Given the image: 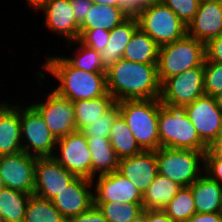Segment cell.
Segmentation results:
<instances>
[{"mask_svg": "<svg viewBox=\"0 0 222 222\" xmlns=\"http://www.w3.org/2000/svg\"><path fill=\"white\" fill-rule=\"evenodd\" d=\"M155 154L158 174L182 187L191 186L203 175L205 169V152L203 151L160 147L155 150ZM200 164L203 166L200 167Z\"/></svg>", "mask_w": 222, "mask_h": 222, "instance_id": "8992f818", "label": "cell"}, {"mask_svg": "<svg viewBox=\"0 0 222 222\" xmlns=\"http://www.w3.org/2000/svg\"><path fill=\"white\" fill-rule=\"evenodd\" d=\"M183 110L196 128L201 141L208 148H214L222 138V111L214 96L203 95L185 105Z\"/></svg>", "mask_w": 222, "mask_h": 222, "instance_id": "30bf717a", "label": "cell"}, {"mask_svg": "<svg viewBox=\"0 0 222 222\" xmlns=\"http://www.w3.org/2000/svg\"><path fill=\"white\" fill-rule=\"evenodd\" d=\"M32 194L0 187V214L5 222H23L26 206Z\"/></svg>", "mask_w": 222, "mask_h": 222, "instance_id": "f1b7e54d", "label": "cell"}, {"mask_svg": "<svg viewBox=\"0 0 222 222\" xmlns=\"http://www.w3.org/2000/svg\"><path fill=\"white\" fill-rule=\"evenodd\" d=\"M42 68L58 79L56 91L71 102L99 98L107 93L106 73H91L76 69L60 55H50Z\"/></svg>", "mask_w": 222, "mask_h": 222, "instance_id": "7a4b0ae2", "label": "cell"}, {"mask_svg": "<svg viewBox=\"0 0 222 222\" xmlns=\"http://www.w3.org/2000/svg\"><path fill=\"white\" fill-rule=\"evenodd\" d=\"M116 103L119 106L120 115L140 148L143 151L159 149L158 116L162 105L160 99L123 100Z\"/></svg>", "mask_w": 222, "mask_h": 222, "instance_id": "3957f363", "label": "cell"}, {"mask_svg": "<svg viewBox=\"0 0 222 222\" xmlns=\"http://www.w3.org/2000/svg\"><path fill=\"white\" fill-rule=\"evenodd\" d=\"M117 171L144 194L158 174L155 151H142L137 155L119 159Z\"/></svg>", "mask_w": 222, "mask_h": 222, "instance_id": "ac0fdd59", "label": "cell"}, {"mask_svg": "<svg viewBox=\"0 0 222 222\" xmlns=\"http://www.w3.org/2000/svg\"><path fill=\"white\" fill-rule=\"evenodd\" d=\"M119 115V106L116 103L109 111L101 115L95 123L89 125L82 132L86 137L109 138L111 127Z\"/></svg>", "mask_w": 222, "mask_h": 222, "instance_id": "836d02e7", "label": "cell"}, {"mask_svg": "<svg viewBox=\"0 0 222 222\" xmlns=\"http://www.w3.org/2000/svg\"><path fill=\"white\" fill-rule=\"evenodd\" d=\"M205 61L222 63V34L205 44Z\"/></svg>", "mask_w": 222, "mask_h": 222, "instance_id": "f35d334b", "label": "cell"}, {"mask_svg": "<svg viewBox=\"0 0 222 222\" xmlns=\"http://www.w3.org/2000/svg\"><path fill=\"white\" fill-rule=\"evenodd\" d=\"M110 31L104 29L80 30L79 41L85 46L101 52L107 45Z\"/></svg>", "mask_w": 222, "mask_h": 222, "instance_id": "8d00e7d4", "label": "cell"}, {"mask_svg": "<svg viewBox=\"0 0 222 222\" xmlns=\"http://www.w3.org/2000/svg\"><path fill=\"white\" fill-rule=\"evenodd\" d=\"M187 26L199 8L200 0H160Z\"/></svg>", "mask_w": 222, "mask_h": 222, "instance_id": "d590c367", "label": "cell"}, {"mask_svg": "<svg viewBox=\"0 0 222 222\" xmlns=\"http://www.w3.org/2000/svg\"><path fill=\"white\" fill-rule=\"evenodd\" d=\"M130 15L120 6L92 5L85 21L80 25V30L104 29L111 31L120 25Z\"/></svg>", "mask_w": 222, "mask_h": 222, "instance_id": "d4e9b609", "label": "cell"}, {"mask_svg": "<svg viewBox=\"0 0 222 222\" xmlns=\"http://www.w3.org/2000/svg\"><path fill=\"white\" fill-rule=\"evenodd\" d=\"M153 0H120V7L130 16H135L143 7Z\"/></svg>", "mask_w": 222, "mask_h": 222, "instance_id": "b9f144b4", "label": "cell"}, {"mask_svg": "<svg viewBox=\"0 0 222 222\" xmlns=\"http://www.w3.org/2000/svg\"><path fill=\"white\" fill-rule=\"evenodd\" d=\"M183 187L169 178L157 174L143 194V208L163 210Z\"/></svg>", "mask_w": 222, "mask_h": 222, "instance_id": "4316f807", "label": "cell"}, {"mask_svg": "<svg viewBox=\"0 0 222 222\" xmlns=\"http://www.w3.org/2000/svg\"><path fill=\"white\" fill-rule=\"evenodd\" d=\"M204 92L214 96L222 91V63L204 62Z\"/></svg>", "mask_w": 222, "mask_h": 222, "instance_id": "e575fe53", "label": "cell"}, {"mask_svg": "<svg viewBox=\"0 0 222 222\" xmlns=\"http://www.w3.org/2000/svg\"><path fill=\"white\" fill-rule=\"evenodd\" d=\"M20 125L24 152L36 157H53L57 139L32 105L20 106Z\"/></svg>", "mask_w": 222, "mask_h": 222, "instance_id": "ba28073f", "label": "cell"}, {"mask_svg": "<svg viewBox=\"0 0 222 222\" xmlns=\"http://www.w3.org/2000/svg\"><path fill=\"white\" fill-rule=\"evenodd\" d=\"M23 222H66L51 200L31 195Z\"/></svg>", "mask_w": 222, "mask_h": 222, "instance_id": "4dcf8cb0", "label": "cell"}, {"mask_svg": "<svg viewBox=\"0 0 222 222\" xmlns=\"http://www.w3.org/2000/svg\"><path fill=\"white\" fill-rule=\"evenodd\" d=\"M203 95L204 67L201 65L165 79L159 99L165 106L183 108Z\"/></svg>", "mask_w": 222, "mask_h": 222, "instance_id": "9c48e42d", "label": "cell"}, {"mask_svg": "<svg viewBox=\"0 0 222 222\" xmlns=\"http://www.w3.org/2000/svg\"><path fill=\"white\" fill-rule=\"evenodd\" d=\"M204 173L222 185V155L215 149L205 152Z\"/></svg>", "mask_w": 222, "mask_h": 222, "instance_id": "74e56055", "label": "cell"}, {"mask_svg": "<svg viewBox=\"0 0 222 222\" xmlns=\"http://www.w3.org/2000/svg\"><path fill=\"white\" fill-rule=\"evenodd\" d=\"M75 43L79 45L78 48H75L77 52H75L76 55L74 54V57H63L71 66L86 72L106 73V70L102 66L99 52L85 46L79 40L67 43V45L69 44L68 46H71Z\"/></svg>", "mask_w": 222, "mask_h": 222, "instance_id": "1f68e13d", "label": "cell"}, {"mask_svg": "<svg viewBox=\"0 0 222 222\" xmlns=\"http://www.w3.org/2000/svg\"><path fill=\"white\" fill-rule=\"evenodd\" d=\"M66 222H108L97 206L93 205L89 210L73 216Z\"/></svg>", "mask_w": 222, "mask_h": 222, "instance_id": "ab89813d", "label": "cell"}, {"mask_svg": "<svg viewBox=\"0 0 222 222\" xmlns=\"http://www.w3.org/2000/svg\"><path fill=\"white\" fill-rule=\"evenodd\" d=\"M75 112L76 130L83 131L89 125L95 123L104 113L115 104V99L107 92L104 96L89 100L72 102Z\"/></svg>", "mask_w": 222, "mask_h": 222, "instance_id": "cb8c5ba5", "label": "cell"}, {"mask_svg": "<svg viewBox=\"0 0 222 222\" xmlns=\"http://www.w3.org/2000/svg\"><path fill=\"white\" fill-rule=\"evenodd\" d=\"M108 222H136L143 213V203L94 202Z\"/></svg>", "mask_w": 222, "mask_h": 222, "instance_id": "f546056e", "label": "cell"}, {"mask_svg": "<svg viewBox=\"0 0 222 222\" xmlns=\"http://www.w3.org/2000/svg\"><path fill=\"white\" fill-rule=\"evenodd\" d=\"M74 178L54 157H37L33 195L52 200Z\"/></svg>", "mask_w": 222, "mask_h": 222, "instance_id": "5bb4252c", "label": "cell"}, {"mask_svg": "<svg viewBox=\"0 0 222 222\" xmlns=\"http://www.w3.org/2000/svg\"><path fill=\"white\" fill-rule=\"evenodd\" d=\"M44 102L31 104L42 116L48 129L56 139L71 134L76 130L73 103L51 90Z\"/></svg>", "mask_w": 222, "mask_h": 222, "instance_id": "7c38bea8", "label": "cell"}, {"mask_svg": "<svg viewBox=\"0 0 222 222\" xmlns=\"http://www.w3.org/2000/svg\"><path fill=\"white\" fill-rule=\"evenodd\" d=\"M214 98H215L216 104L218 105V108L222 111V91L214 95Z\"/></svg>", "mask_w": 222, "mask_h": 222, "instance_id": "7dc6e473", "label": "cell"}, {"mask_svg": "<svg viewBox=\"0 0 222 222\" xmlns=\"http://www.w3.org/2000/svg\"><path fill=\"white\" fill-rule=\"evenodd\" d=\"M109 140L118 159L131 157L143 151L121 115L111 127Z\"/></svg>", "mask_w": 222, "mask_h": 222, "instance_id": "83f0119b", "label": "cell"}, {"mask_svg": "<svg viewBox=\"0 0 222 222\" xmlns=\"http://www.w3.org/2000/svg\"><path fill=\"white\" fill-rule=\"evenodd\" d=\"M93 180L75 177L51 201L67 220L89 210L94 205ZM92 187V188H91Z\"/></svg>", "mask_w": 222, "mask_h": 222, "instance_id": "9a60e30c", "label": "cell"}, {"mask_svg": "<svg viewBox=\"0 0 222 222\" xmlns=\"http://www.w3.org/2000/svg\"><path fill=\"white\" fill-rule=\"evenodd\" d=\"M141 218L144 222H172L164 210L144 209Z\"/></svg>", "mask_w": 222, "mask_h": 222, "instance_id": "7bdbcfd3", "label": "cell"}, {"mask_svg": "<svg viewBox=\"0 0 222 222\" xmlns=\"http://www.w3.org/2000/svg\"><path fill=\"white\" fill-rule=\"evenodd\" d=\"M172 222H187L196 213L190 187H183L163 209Z\"/></svg>", "mask_w": 222, "mask_h": 222, "instance_id": "d6a6232c", "label": "cell"}, {"mask_svg": "<svg viewBox=\"0 0 222 222\" xmlns=\"http://www.w3.org/2000/svg\"><path fill=\"white\" fill-rule=\"evenodd\" d=\"M187 222H222V213H195Z\"/></svg>", "mask_w": 222, "mask_h": 222, "instance_id": "ee69618b", "label": "cell"}, {"mask_svg": "<svg viewBox=\"0 0 222 222\" xmlns=\"http://www.w3.org/2000/svg\"><path fill=\"white\" fill-rule=\"evenodd\" d=\"M200 1H205V2H219V3H222V0H200Z\"/></svg>", "mask_w": 222, "mask_h": 222, "instance_id": "681fc988", "label": "cell"}, {"mask_svg": "<svg viewBox=\"0 0 222 222\" xmlns=\"http://www.w3.org/2000/svg\"><path fill=\"white\" fill-rule=\"evenodd\" d=\"M0 222H5L1 214H0Z\"/></svg>", "mask_w": 222, "mask_h": 222, "instance_id": "f907efd6", "label": "cell"}, {"mask_svg": "<svg viewBox=\"0 0 222 222\" xmlns=\"http://www.w3.org/2000/svg\"><path fill=\"white\" fill-rule=\"evenodd\" d=\"M205 44L186 34L181 39L159 48L157 70L160 83L185 70L204 65Z\"/></svg>", "mask_w": 222, "mask_h": 222, "instance_id": "5b68a950", "label": "cell"}, {"mask_svg": "<svg viewBox=\"0 0 222 222\" xmlns=\"http://www.w3.org/2000/svg\"><path fill=\"white\" fill-rule=\"evenodd\" d=\"M70 4L76 22L81 25L85 21L88 12H90L93 2L91 0H70Z\"/></svg>", "mask_w": 222, "mask_h": 222, "instance_id": "60d3db41", "label": "cell"}, {"mask_svg": "<svg viewBox=\"0 0 222 222\" xmlns=\"http://www.w3.org/2000/svg\"><path fill=\"white\" fill-rule=\"evenodd\" d=\"M187 34L206 44L222 34V3L200 1L194 18L187 25Z\"/></svg>", "mask_w": 222, "mask_h": 222, "instance_id": "d6986e66", "label": "cell"}, {"mask_svg": "<svg viewBox=\"0 0 222 222\" xmlns=\"http://www.w3.org/2000/svg\"><path fill=\"white\" fill-rule=\"evenodd\" d=\"M138 28L139 23L137 17L129 16L120 25L110 31V37L106 47L99 52L102 66L106 71L122 59L125 48Z\"/></svg>", "mask_w": 222, "mask_h": 222, "instance_id": "44dd1931", "label": "cell"}, {"mask_svg": "<svg viewBox=\"0 0 222 222\" xmlns=\"http://www.w3.org/2000/svg\"><path fill=\"white\" fill-rule=\"evenodd\" d=\"M160 147L191 149L206 152L209 148L201 141L196 128L183 108L161 105L158 116Z\"/></svg>", "mask_w": 222, "mask_h": 222, "instance_id": "277c9868", "label": "cell"}, {"mask_svg": "<svg viewBox=\"0 0 222 222\" xmlns=\"http://www.w3.org/2000/svg\"><path fill=\"white\" fill-rule=\"evenodd\" d=\"M58 147V148H57ZM57 152L53 157L75 177L92 180L91 152L85 134L75 131L57 139Z\"/></svg>", "mask_w": 222, "mask_h": 222, "instance_id": "8fae6325", "label": "cell"}, {"mask_svg": "<svg viewBox=\"0 0 222 222\" xmlns=\"http://www.w3.org/2000/svg\"><path fill=\"white\" fill-rule=\"evenodd\" d=\"M94 202L143 203V194L118 171L96 178Z\"/></svg>", "mask_w": 222, "mask_h": 222, "instance_id": "2e32d148", "label": "cell"}, {"mask_svg": "<svg viewBox=\"0 0 222 222\" xmlns=\"http://www.w3.org/2000/svg\"><path fill=\"white\" fill-rule=\"evenodd\" d=\"M107 92L116 102L159 98L161 83L157 64L120 59L106 71Z\"/></svg>", "mask_w": 222, "mask_h": 222, "instance_id": "6da1fadb", "label": "cell"}, {"mask_svg": "<svg viewBox=\"0 0 222 222\" xmlns=\"http://www.w3.org/2000/svg\"><path fill=\"white\" fill-rule=\"evenodd\" d=\"M135 16L139 27L159 46L173 43L187 34V26L160 0L148 3Z\"/></svg>", "mask_w": 222, "mask_h": 222, "instance_id": "52a82bcc", "label": "cell"}, {"mask_svg": "<svg viewBox=\"0 0 222 222\" xmlns=\"http://www.w3.org/2000/svg\"><path fill=\"white\" fill-rule=\"evenodd\" d=\"M94 4L120 6V0H91Z\"/></svg>", "mask_w": 222, "mask_h": 222, "instance_id": "bcb514c9", "label": "cell"}, {"mask_svg": "<svg viewBox=\"0 0 222 222\" xmlns=\"http://www.w3.org/2000/svg\"><path fill=\"white\" fill-rule=\"evenodd\" d=\"M23 151L21 142L20 106L0 104V156Z\"/></svg>", "mask_w": 222, "mask_h": 222, "instance_id": "ffe728a7", "label": "cell"}, {"mask_svg": "<svg viewBox=\"0 0 222 222\" xmlns=\"http://www.w3.org/2000/svg\"><path fill=\"white\" fill-rule=\"evenodd\" d=\"M28 7H34L33 9L39 10L48 0H26Z\"/></svg>", "mask_w": 222, "mask_h": 222, "instance_id": "f6af8a7d", "label": "cell"}, {"mask_svg": "<svg viewBox=\"0 0 222 222\" xmlns=\"http://www.w3.org/2000/svg\"><path fill=\"white\" fill-rule=\"evenodd\" d=\"M160 46L140 27L125 48L122 59L143 64H157Z\"/></svg>", "mask_w": 222, "mask_h": 222, "instance_id": "484cf974", "label": "cell"}, {"mask_svg": "<svg viewBox=\"0 0 222 222\" xmlns=\"http://www.w3.org/2000/svg\"><path fill=\"white\" fill-rule=\"evenodd\" d=\"M36 160V156L24 151L0 156L2 186L33 195Z\"/></svg>", "mask_w": 222, "mask_h": 222, "instance_id": "4fadbf2b", "label": "cell"}, {"mask_svg": "<svg viewBox=\"0 0 222 222\" xmlns=\"http://www.w3.org/2000/svg\"><path fill=\"white\" fill-rule=\"evenodd\" d=\"M92 160V180L99 175L118 170L119 159L112 148L109 138L86 137Z\"/></svg>", "mask_w": 222, "mask_h": 222, "instance_id": "603a6c76", "label": "cell"}, {"mask_svg": "<svg viewBox=\"0 0 222 222\" xmlns=\"http://www.w3.org/2000/svg\"><path fill=\"white\" fill-rule=\"evenodd\" d=\"M214 148L222 155V138Z\"/></svg>", "mask_w": 222, "mask_h": 222, "instance_id": "c3c4849f", "label": "cell"}, {"mask_svg": "<svg viewBox=\"0 0 222 222\" xmlns=\"http://www.w3.org/2000/svg\"><path fill=\"white\" fill-rule=\"evenodd\" d=\"M136 222H144V220L142 218H140L138 221Z\"/></svg>", "mask_w": 222, "mask_h": 222, "instance_id": "816d5d0a", "label": "cell"}, {"mask_svg": "<svg viewBox=\"0 0 222 222\" xmlns=\"http://www.w3.org/2000/svg\"><path fill=\"white\" fill-rule=\"evenodd\" d=\"M38 11H44V25L64 37L66 42L79 40L80 25L76 22L70 0H48Z\"/></svg>", "mask_w": 222, "mask_h": 222, "instance_id": "e0dca14e", "label": "cell"}, {"mask_svg": "<svg viewBox=\"0 0 222 222\" xmlns=\"http://www.w3.org/2000/svg\"><path fill=\"white\" fill-rule=\"evenodd\" d=\"M196 213H222V185L208 175L198 178L191 186Z\"/></svg>", "mask_w": 222, "mask_h": 222, "instance_id": "7402d4cb", "label": "cell"}]
</instances>
